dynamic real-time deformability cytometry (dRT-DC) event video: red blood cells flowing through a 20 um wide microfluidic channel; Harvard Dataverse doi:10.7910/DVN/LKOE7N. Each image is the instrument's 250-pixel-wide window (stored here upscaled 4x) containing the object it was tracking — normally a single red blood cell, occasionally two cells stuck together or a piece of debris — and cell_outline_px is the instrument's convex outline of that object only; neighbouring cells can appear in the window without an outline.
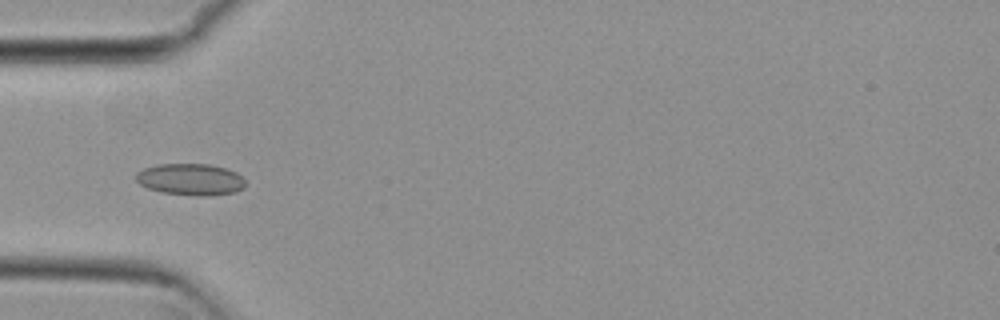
{"species": "common noctule bat (a hibernating species)", "species_latin": "Nyctalus noctula", "temperature_condition": "cold", "stored_images_in_passage": 54, "camera_frame_rate_fps": 3000, "um_per_image_px": 0.085, "animal": {"sex": "female", "body_mass_g": 29.2, "forearm_length_mm": 56.3}, "frame": {"image": 1, "passage_image": 17, "time_ms": 5.333, "image_size_px": [1000, 320], "cell_outline_px": [[244, 188], [236, 192], [208, 196], [196, 196], [160, 192], [148, 188], [140, 184], [136, 180], [136, 172], [144, 168], [156, 164], [208, 164], [228, 168], [236, 172], [244, 180]], "centroid_in_image_um": [16.19, 15.25], "position_along_channel_um": 68.8, "area_um2": 20.35}}
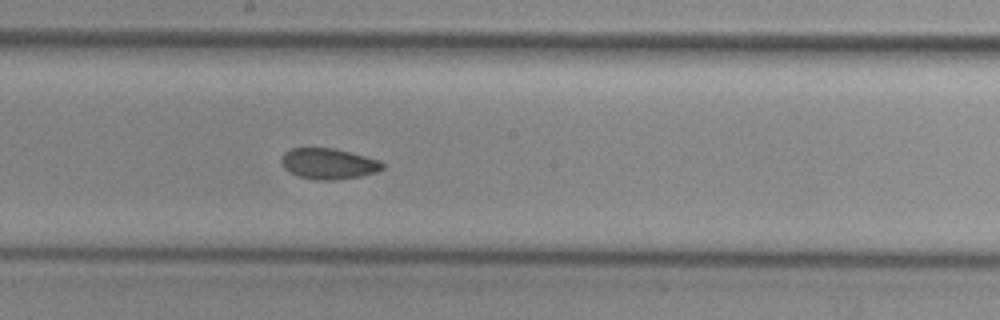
{"frame": {"image": 2, "passage_image": 29, "time_ms": 9.333, "image_size_px": [1000, 320], "cell_outline_px": [[384, 168], [376, 172], [360, 176], [336, 180], [312, 180], [300, 176], [284, 168], [280, 160], [280, 156], [284, 152], [292, 148], [332, 148], [380, 160], [384, 164]], "centroid_in_image_um": [27.9, 13.92], "position_along_channel_um": 220.3, "area_um2": 18.09}}
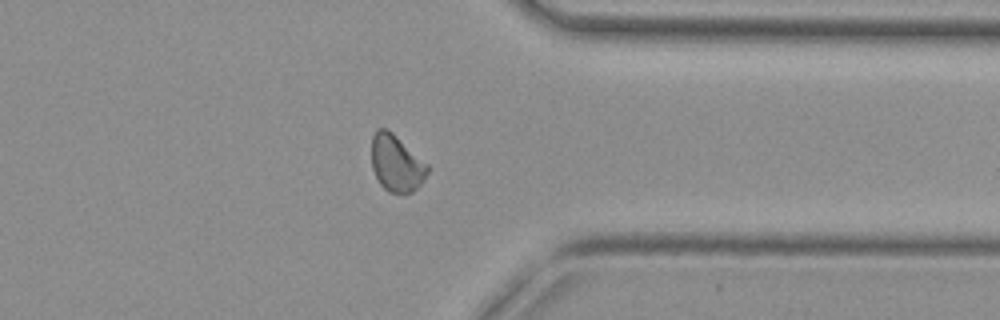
{"frame": {"image": 3, "passage_image": 42, "time_ms": 13.667, "image_size_px": [1000, 320], "cell_outline_px": [[432, 168], [420, 184], [412, 192], [388, 192], [380, 184], [372, 168], [372, 136], [376, 128], [388, 128], [428, 164]], "centroid_in_image_um": [33.7, 13.85], "position_along_channel_um": 377.7, "area_um2": 18.55}, "authors_computed_cell_mechanics": {"area_um2": 18.785, "velocity_mm_per_s": 3.783, "shape_relaxation_time_tau1_ms": null, "shape_relaxation_time_tau2_ms": 3.0076, "deformation_change_tau1": null, "deformation_change_tau2": 0.071}}